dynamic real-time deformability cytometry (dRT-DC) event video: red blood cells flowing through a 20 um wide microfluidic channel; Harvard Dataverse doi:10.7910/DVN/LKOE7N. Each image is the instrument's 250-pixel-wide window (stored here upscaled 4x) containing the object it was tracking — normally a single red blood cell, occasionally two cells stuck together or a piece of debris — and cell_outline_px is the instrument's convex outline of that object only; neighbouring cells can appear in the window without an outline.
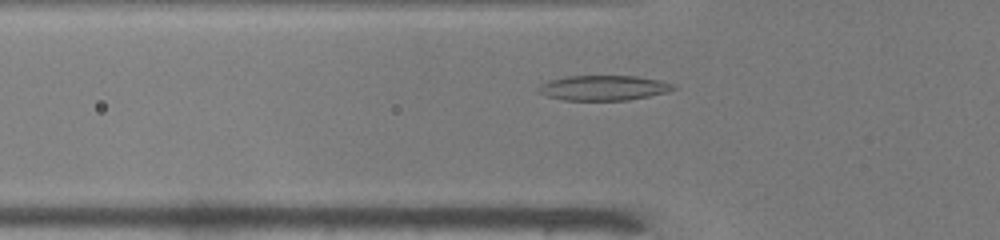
{"species": "common noctule bat (a hibernating species)", "species_latin": "Nyctalus noctula", "temperature_condition": "warm", "stored_images_in_passage": 34, "camera_frame_rate_fps": 3000, "um_per_image_px": 0.085, "animal": {"sex": "male", "body_mass_g": 19.0, "forearm_length_mm": 50.8}, "frame": {"image": 1, "passage_image": 2, "time_ms": 0.333, "image_size_px": [1000, 240], "cell_outline_px": [[676, 88], [668, 92], [628, 100], [564, 100], [548, 96], [536, 92], [536, 88], [540, 84], [548, 80], [568, 76], [636, 76], [660, 80], [676, 84]], "centroid_in_image_um": [51.29, 7.46], "position_along_channel_um": 74.5, "area_um2": 19.83}}
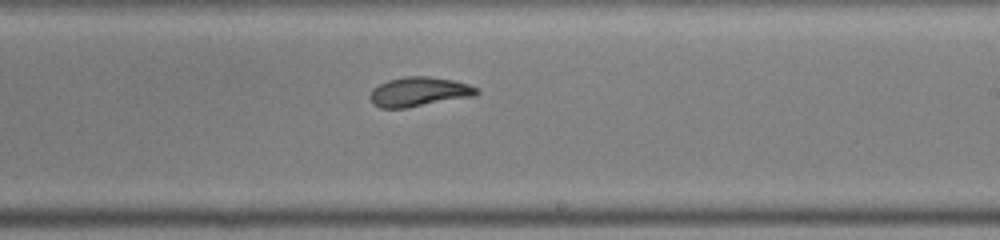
{"frame": {"image": 2, "passage_image": 15, "time_ms": 4.667, "image_size_px": [1000, 240], "cell_outline_px": [[480, 92], [476, 96], [404, 108], [380, 108], [372, 104], [368, 96], [372, 88], [388, 80], [404, 76], [432, 76], [452, 80], [468, 84], [480, 88]], "centroid_in_image_um": [35.62, 7.8], "position_along_channel_um": 253.4, "area_um2": 18.55}}
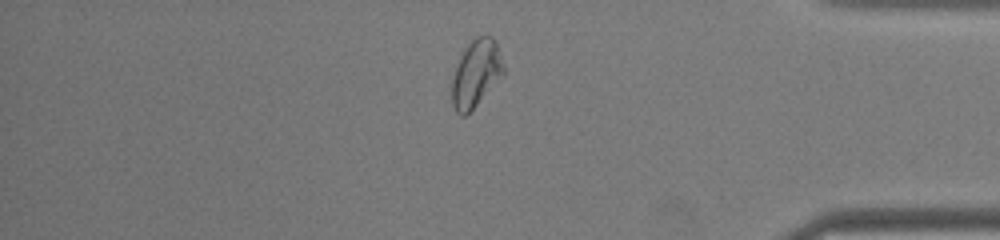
{"frame": {"image": 3, "passage_image": 27, "time_ms": 8.667, "image_size_px": [1000, 240], "cell_outline_px": [[504, 76], [464, 116], [460, 116], [456, 112], [452, 104], [452, 80], [456, 64], [464, 48], [476, 36], [492, 36], [496, 40], [504, 64]], "centroid_in_image_um": [40.48, 6.21], "position_along_channel_um": 394.7, "area_um2": 20.29}, "authors_computed_cell_mechanics": {"area_um2": 18.8717, "velocity_mm_per_s": 4.1354, "shape_relaxation_time_tau1_ms": 4.4042, "shape_relaxation_time_tau2_ms": 2.2401, "deformation_change_tau1": 0.1656, "deformation_change_tau2": 0.0855}}